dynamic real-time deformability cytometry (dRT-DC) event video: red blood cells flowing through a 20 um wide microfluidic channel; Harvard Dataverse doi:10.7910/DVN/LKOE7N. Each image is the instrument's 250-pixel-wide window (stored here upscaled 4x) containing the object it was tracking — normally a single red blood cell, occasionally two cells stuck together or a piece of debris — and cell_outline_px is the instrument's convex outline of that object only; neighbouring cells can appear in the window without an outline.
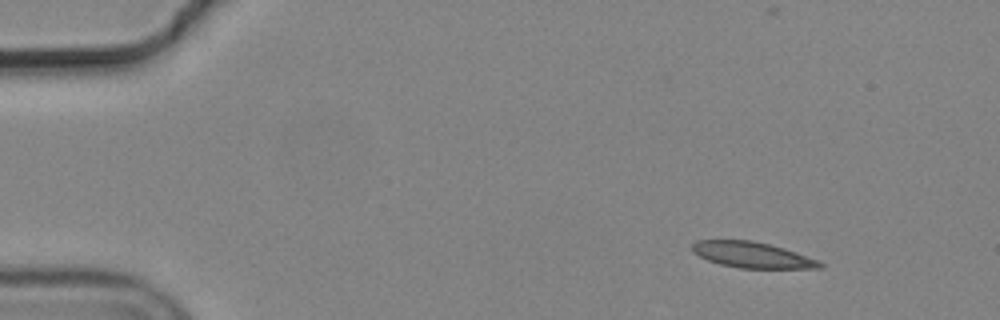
{"species": "common noctule bat (a hibernating species)", "species_latin": "Nyctalus noctula", "temperature_condition": "cold", "stored_images_in_passage": 4, "camera_frame_rate_fps": 3000, "um_per_image_px": 0.085, "animal": {"sex": "male", "body_mass_g": 19.2, "forearm_length_mm": 51.8}, "frame": {"image": 1, "passage_image": 1, "time_ms": 0.0, "image_size_px": [1000, 320], "cell_outline_px": [[824, 268], [740, 268], [720, 264], [708, 260], [692, 252], [692, 244], [696, 240], [752, 240], [784, 248], [820, 260], [824, 264]], "centroid_in_image_um": [63.96, 21.66], "position_along_channel_um": 21.0, "area_um2": 19.25}}
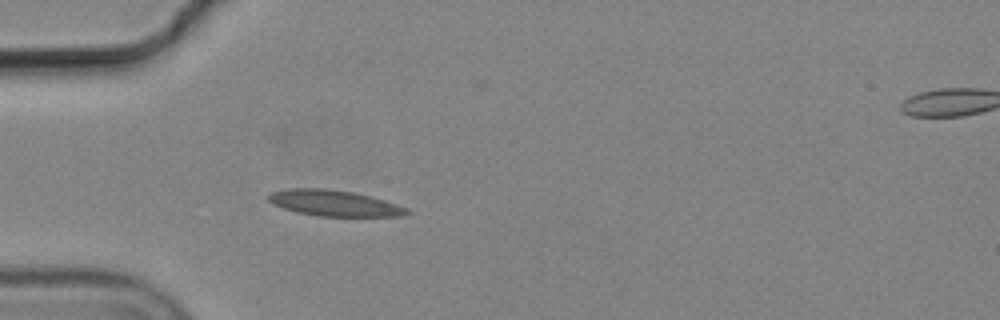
{"frame": {"image": 2, "passage_image": 4, "time_ms": 1.0, "image_size_px": [1000, 320], "cell_outline_px": [[412, 212], [400, 216], [316, 216], [296, 212], [272, 204], [268, 200], [268, 196], [272, 192], [288, 188], [324, 188], [352, 192], [384, 200], [408, 208]], "centroid_in_image_um": [28.39, 17.27], "position_along_channel_um": 56.6, "area_um2": 20.81}}